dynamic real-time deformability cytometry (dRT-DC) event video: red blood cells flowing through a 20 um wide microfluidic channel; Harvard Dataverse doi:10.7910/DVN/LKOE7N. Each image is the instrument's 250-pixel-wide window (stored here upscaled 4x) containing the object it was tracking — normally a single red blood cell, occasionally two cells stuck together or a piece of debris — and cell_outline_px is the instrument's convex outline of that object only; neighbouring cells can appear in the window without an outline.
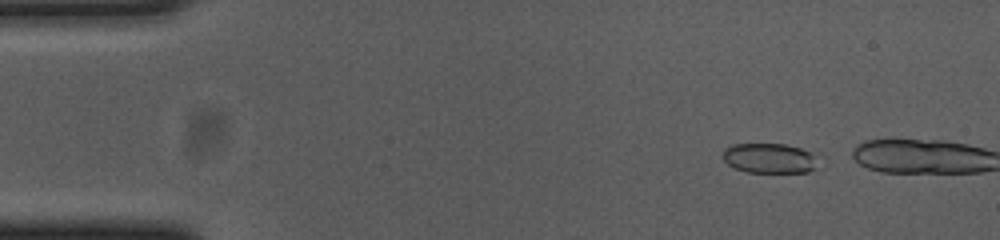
{"species": "common noctule bat (a hibernating species)", "species_latin": "Nyctalus noctula", "temperature_condition": "cold", "stored_images_in_passage": 7, "camera_frame_rate_fps": 3000, "um_per_image_px": 0.085, "animal": {"sex": "female", "body_mass_g": 23.0, "forearm_length_mm": 53.4}, "frame": {"image": 1, "passage_image": 4, "time_ms": 1.0, "image_size_px": [1000, 240], "cell_outline_px": [[820, 152], [816, 168], [808, 172], [748, 172], [736, 168], [728, 164], [720, 156], [724, 148], [732, 144], [784, 144]], "centroid_in_image_um": [65.48, 13.43], "position_along_channel_um": 19.5, "area_um2": 17.17}}